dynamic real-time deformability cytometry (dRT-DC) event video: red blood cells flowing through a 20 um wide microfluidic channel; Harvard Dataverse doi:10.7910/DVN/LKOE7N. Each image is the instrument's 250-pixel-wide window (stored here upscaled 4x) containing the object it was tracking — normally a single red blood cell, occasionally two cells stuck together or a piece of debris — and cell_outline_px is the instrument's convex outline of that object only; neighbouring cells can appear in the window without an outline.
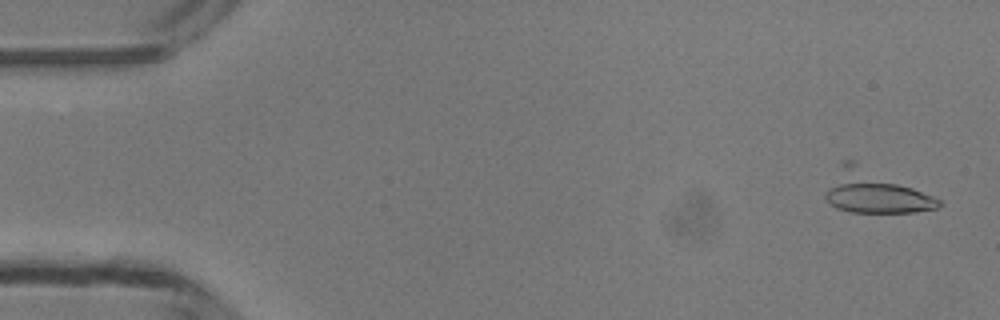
{"species": "common noctule bat (a hibernating species)", "species_latin": "Nyctalus noctula", "temperature_condition": "room temperature", "stored_images_in_passage": 43, "camera_frame_rate_fps": 3000, "um_per_image_px": 0.085, "animal": {"sex": "male", "body_mass_g": 13.3}, "frame": {"image": 1, "passage_image": 1, "time_ms": 0.0, "image_size_px": [1000, 320], "cell_outline_px": [[944, 204], [936, 208], [912, 212], [852, 212], [836, 208], [824, 200], [824, 192], [828, 188], [848, 180], [852, 180], [896, 184], [912, 188], [932, 196], [940, 200]], "centroid_in_image_um": [74.67, 16.81], "position_along_channel_um": 10.3, "area_um2": 20.52}}
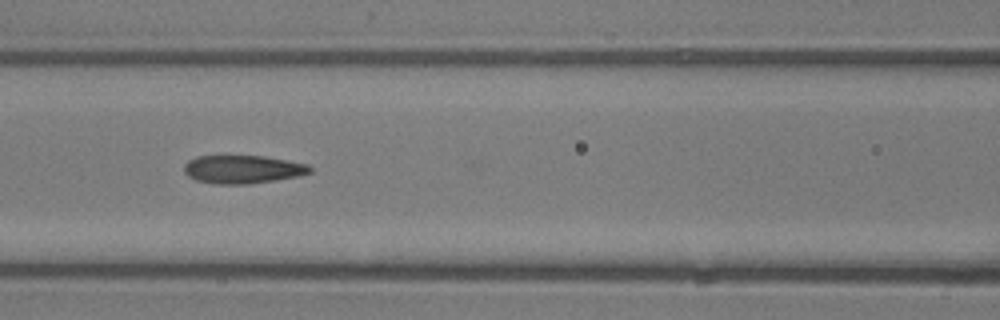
{"frame": {"image": 2, "passage_image": 20, "time_ms": 6.333, "image_size_px": [1000, 320], "cell_outline_px": [[312, 172], [296, 176], [276, 180], [248, 184], [212, 184], [196, 180], [188, 176], [184, 172], [184, 164], [188, 160], [196, 156], [264, 156], [288, 160], [308, 164], [312, 168]], "centroid_in_image_um": [20.61, 14.39], "position_along_channel_um": 146.0, "area_um2": 20.81}}
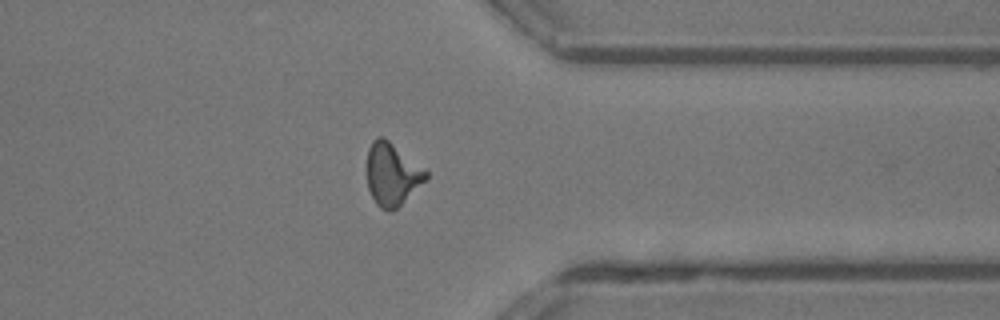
{"frame": {"image": 3, "passage_image": 37, "time_ms": 12.0, "image_size_px": [1000, 320], "cell_outline_px": [[428, 176], [392, 212], [388, 212], [380, 208], [376, 204], [368, 188], [368, 148], [372, 140], [376, 136], [384, 136], [428, 172]], "centroid_in_image_um": [33.29, 14.79], "position_along_channel_um": 378.1, "area_um2": 21.04}, "authors_computed_cell_mechanics": {"area_um2": 21.1548, "velocity_mm_per_s": 4.2244, "shape_relaxation_time_tau1_ms": 7.2631, "shape_relaxation_time_tau2_ms": 1.5224, "deformation_change_tau1": 0.195, "deformation_change_tau2": 0.0981}}